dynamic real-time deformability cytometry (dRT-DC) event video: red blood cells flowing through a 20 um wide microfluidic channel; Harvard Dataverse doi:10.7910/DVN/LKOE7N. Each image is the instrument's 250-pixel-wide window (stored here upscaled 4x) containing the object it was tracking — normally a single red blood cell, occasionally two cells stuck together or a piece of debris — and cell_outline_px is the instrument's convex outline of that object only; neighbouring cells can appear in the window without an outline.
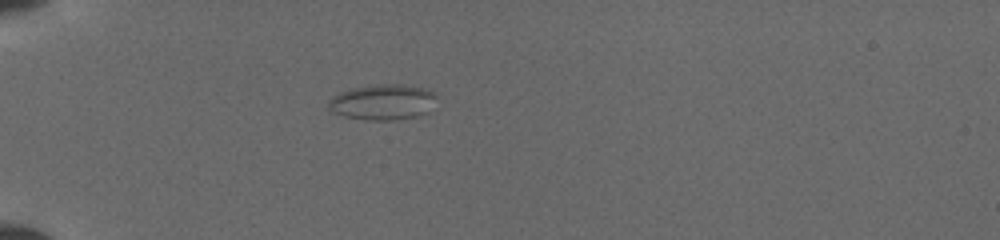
{"species": "common noctule bat (a hibernating species)", "species_latin": "Nyctalus noctula", "temperature_condition": "cold", "stored_images_in_passage": 9, "camera_frame_rate_fps": 3000, "um_per_image_px": 0.085, "animal": {"sex": "female", "body_mass_g": 19.5, "forearm_length_mm": 54.1}, "frame": {"image": 1, "passage_image": 1, "time_ms": 0.0, "image_size_px": [1000, 240], "cell_outline_px": [[436, 96], [428, 112], [416, 116], [392, 120], [368, 120], [344, 116], [328, 108], [328, 100], [332, 96], [348, 88], [380, 84], [396, 84], [424, 88], [436, 92]], "centroid_in_image_um": [32.51, 8.67], "position_along_channel_um": 52.5, "area_um2": 22.31}}
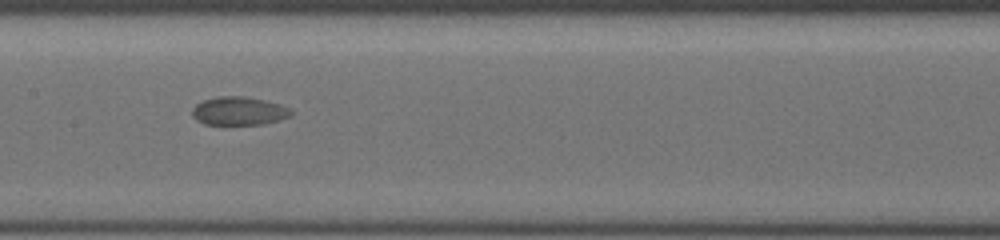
{"frame": {"image": 2, "passage_image": 6, "time_ms": 4.0, "image_size_px": [1000, 240], "cell_outline_px": [[292, 112], [288, 116], [264, 124], [204, 124], [196, 120], [192, 112], [192, 108], [196, 104], [204, 100], [216, 96], [244, 96], [264, 100], [288, 108]], "centroid_in_image_um": [20.23, 9.43], "position_along_channel_um": 187.2, "area_um2": 16.01}}
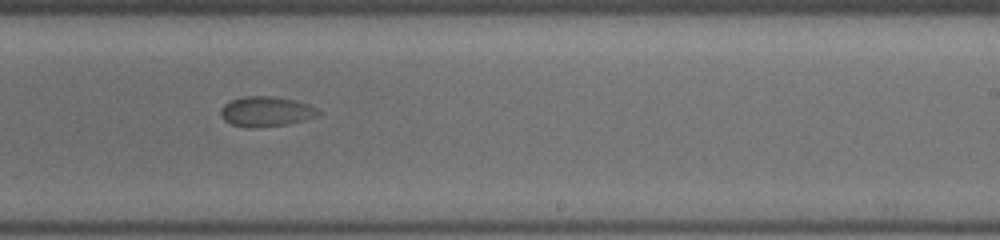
{"frame": {"image": 3, "passage_image": 8, "time_ms": 6.0, "image_size_px": [1000, 240], "cell_outline_px": [[320, 112], [304, 120], [288, 124], [256, 128], [252, 128], [232, 124], [224, 120], [220, 116], [220, 108], [224, 104], [232, 100], [244, 96], [272, 96], [296, 100], [308, 104], [316, 108]], "centroid_in_image_um": [22.57, 9.47], "position_along_channel_um": 266.4, "area_um2": 16.99}}